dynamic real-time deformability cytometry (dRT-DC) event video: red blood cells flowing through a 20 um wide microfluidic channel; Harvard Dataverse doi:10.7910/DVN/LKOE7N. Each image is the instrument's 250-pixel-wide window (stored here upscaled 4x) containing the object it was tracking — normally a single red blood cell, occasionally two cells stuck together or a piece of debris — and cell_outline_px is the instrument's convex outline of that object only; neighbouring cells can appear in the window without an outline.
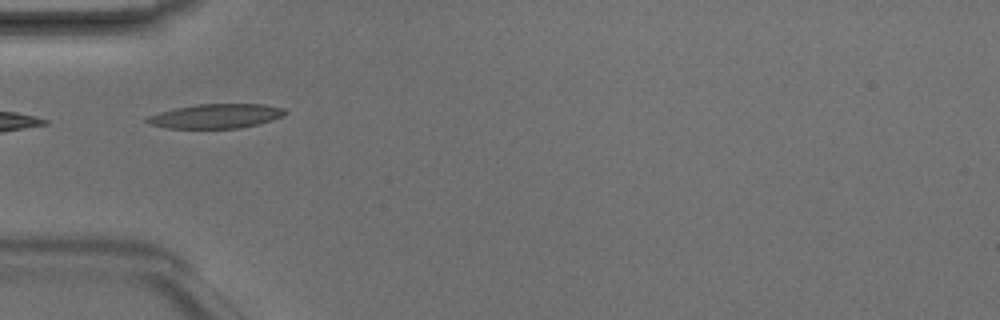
{"species": "Egyptian fruit bat (a non-hibernating species)", "species_latin": "Rousettus aegyptiacus", "temperature_condition": "room temperature", "stored_images_in_passage": 5, "camera_frame_rate_fps": 3000, "um_per_image_px": 0.085, "animal": {"sex": "male"}, "frame": {"image": 1, "passage_image": 4, "time_ms": 1.0, "image_size_px": [1000, 320], "cell_outline_px": [[288, 112], [284, 116], [272, 120], [240, 128], [168, 128], [148, 124], [144, 120], [148, 116], [160, 112], [176, 108], [196, 104], [264, 104], [284, 108]], "centroid_in_image_um": [18.37, 9.86], "position_along_channel_um": 66.6, "area_um2": 19.59}}